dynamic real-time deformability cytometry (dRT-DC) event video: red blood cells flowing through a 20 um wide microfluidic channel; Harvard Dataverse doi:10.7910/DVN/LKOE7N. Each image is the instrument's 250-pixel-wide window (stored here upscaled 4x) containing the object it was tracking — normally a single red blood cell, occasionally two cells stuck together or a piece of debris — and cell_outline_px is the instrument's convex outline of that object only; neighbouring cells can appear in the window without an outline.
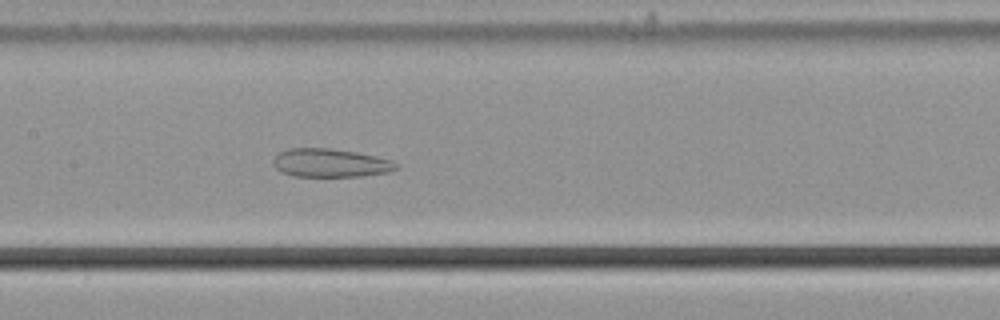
{"species": "common noctule bat (a hibernating species)", "species_latin": "Nyctalus noctula", "temperature_condition": "cold", "stored_images_in_passage": 57, "camera_frame_rate_fps": 3000, "um_per_image_px": 0.085, "animal": {"sex": "male", "body_mass_g": 21.5, "forearm_length_mm": 52.0}, "frame": {"image": 1, "passage_image": 29, "time_ms": 9.333, "image_size_px": [1000, 320], "cell_outline_px": [[400, 168], [388, 172], [364, 176], [292, 176], [280, 172], [276, 168], [272, 160], [280, 152], [288, 148], [332, 148], [356, 152], [376, 156], [388, 160], [396, 164]], "centroid_in_image_um": [28.06, 13.85], "position_along_channel_um": 179.3, "area_um2": 20.35}}
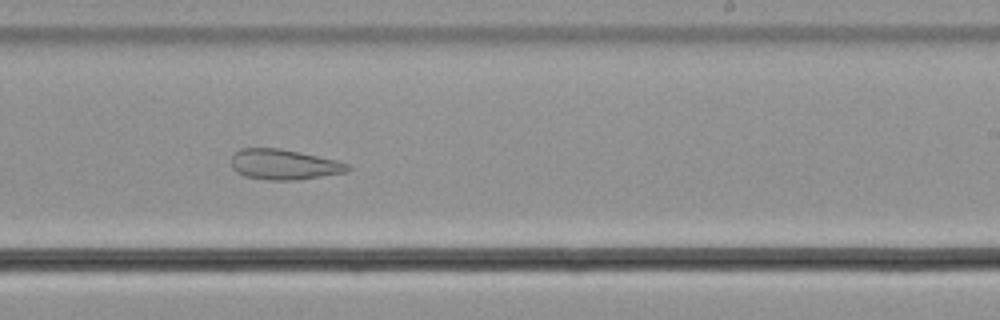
{"frame": {"image": 2, "passage_image": 36, "time_ms": 11.667, "image_size_px": [1000, 320], "cell_outline_px": [[352, 168], [344, 172], [296, 180], [268, 180], [244, 176], [236, 172], [232, 168], [232, 156], [240, 148], [280, 148], [300, 152], [336, 160], [348, 164]], "centroid_in_image_um": [24.1, 13.98], "position_along_channel_um": 264.9, "area_um2": 20.46}}
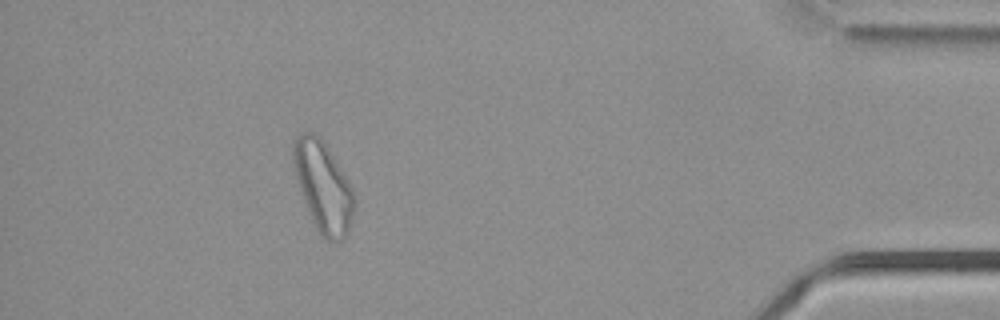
{"frame": {"image": 3, "passage_image": 52, "time_ms": 17.0, "image_size_px": [1000, 320], "cell_outline_px": [[356, 204], [348, 232], [344, 240], [324, 240], [320, 236], [308, 212], [296, 176], [292, 160], [292, 148], [296, 136], [300, 132], [312, 132], [320, 136], [324, 140], [336, 160], [352, 188], [356, 196]], "centroid_in_image_um": [27.48, 15.86], "position_along_channel_um": 407.7, "area_um2": 32.25}, "authors_computed_cell_mechanics": {"area_um2": 29.8826, "velocity_mm_per_s": 3.6808, "shape_relaxation_time_tau1_ms": null, "shape_relaxation_time_tau2_ms": 2.8707, "deformation_change_tau1": null, "deformation_change_tau2": 0.1002}}